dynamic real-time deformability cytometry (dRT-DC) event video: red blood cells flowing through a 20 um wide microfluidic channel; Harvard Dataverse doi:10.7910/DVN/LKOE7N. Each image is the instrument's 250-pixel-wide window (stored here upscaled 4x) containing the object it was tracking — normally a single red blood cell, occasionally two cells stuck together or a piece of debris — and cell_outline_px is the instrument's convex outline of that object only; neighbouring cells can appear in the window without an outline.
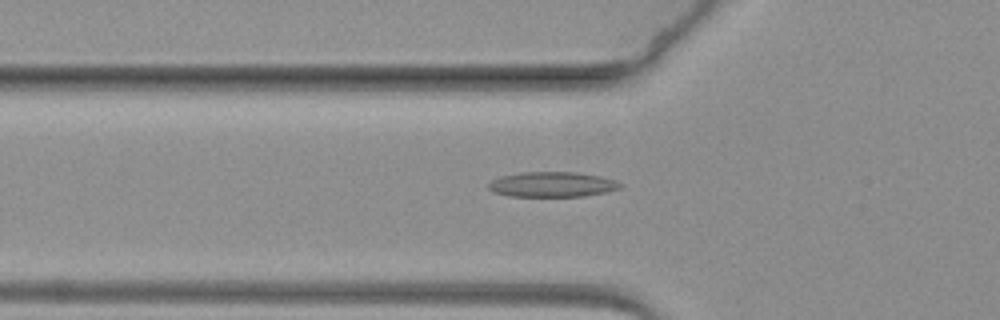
{"species": "common noctule bat (a hibernating species)", "species_latin": "Nyctalus noctula", "temperature_condition": "warm", "stored_images_in_passage": 64, "camera_frame_rate_fps": 3000, "um_per_image_px": 0.085, "animal": {"sex": "female", "body_mass_g": 19.3, "forearm_length_mm": 54.1}, "frame": {"image": 1, "passage_image": 23, "time_ms": 7.333, "image_size_px": [1000, 320], "cell_outline_px": [[624, 184], [620, 188], [604, 192], [584, 196], [508, 196], [492, 192], [488, 188], [488, 184], [492, 180], [500, 176], [520, 172], [580, 172], [600, 176], [616, 180]], "centroid_in_image_um": [46.93, 15.67], "position_along_channel_um": 78.9, "area_um2": 19.42}}
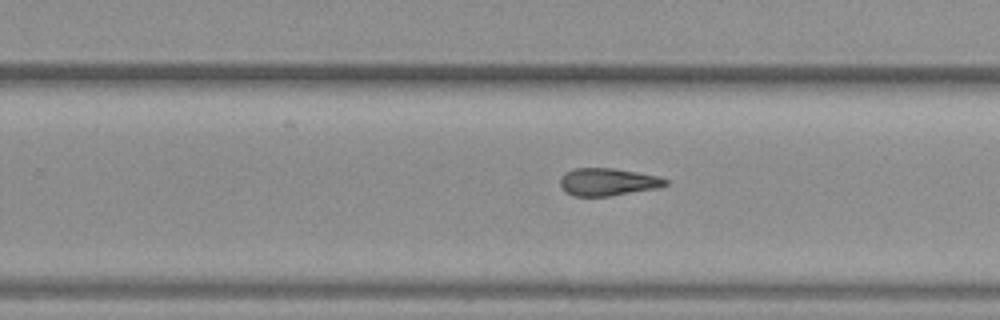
{"frame": {"image": 2, "passage_image": 41, "time_ms": 13.333, "image_size_px": [1000, 320], "cell_outline_px": [[668, 184], [660, 188], [608, 196], [572, 196], [564, 192], [560, 188], [560, 180], [564, 172], [572, 168], [616, 168], [660, 176], [668, 180]], "centroid_in_image_um": [51.65, 15.46], "position_along_channel_um": 278.1, "area_um2": 17.28}}
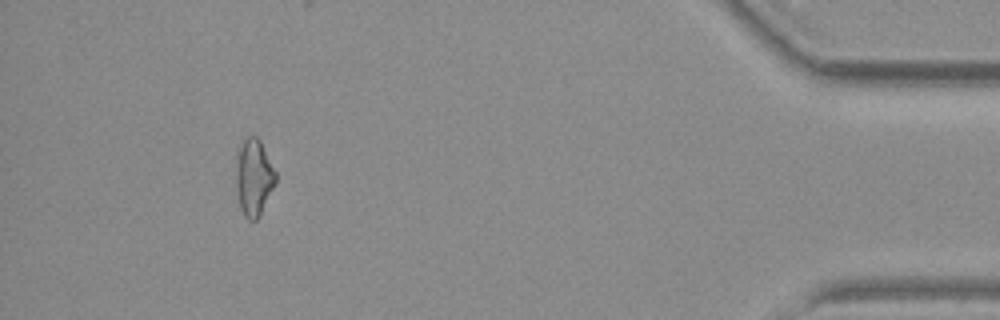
{"frame": {"image": 3, "passage_image": 59, "time_ms": 19.333, "image_size_px": [1000, 320], "cell_outline_px": [[276, 184], [256, 220], [248, 220], [244, 216], [240, 208], [236, 188], [236, 152], [244, 140], [248, 136], [256, 136], [260, 140], [276, 172]], "centroid_in_image_um": [21.56, 15.07], "position_along_channel_um": 413.6, "area_um2": 17.74}}